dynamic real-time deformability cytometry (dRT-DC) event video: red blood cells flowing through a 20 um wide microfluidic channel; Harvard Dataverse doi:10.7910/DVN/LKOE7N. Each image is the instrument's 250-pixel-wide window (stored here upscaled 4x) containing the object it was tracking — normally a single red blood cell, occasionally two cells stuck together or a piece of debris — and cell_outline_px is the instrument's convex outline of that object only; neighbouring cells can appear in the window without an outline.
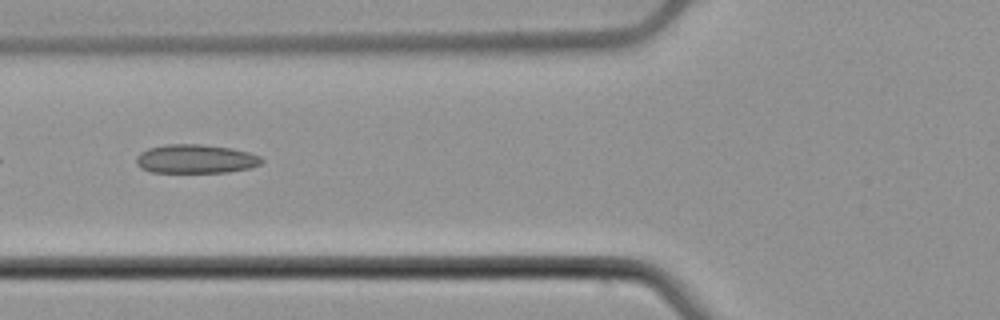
{"species": "common noctule bat (a hibernating species)", "species_latin": "Nyctalus noctula", "temperature_condition": "cold", "stored_images_in_passage": 2, "camera_frame_rate_fps": 3000, "um_per_image_px": 0.085, "animal": {"sex": "male", "body_mass_g": 21.5, "forearm_length_mm": 52.0}, "frame": {"image": 1, "passage_image": 2, "time_ms": 0.333, "image_size_px": [1000, 320], "cell_outline_px": [[264, 160], [260, 164], [252, 168], [228, 172], [152, 172], [140, 168], [136, 164], [136, 156], [140, 152], [148, 148], [164, 144], [200, 144], [232, 148], [248, 152], [260, 156]], "centroid_in_image_um": [16.62, 13.5], "position_along_channel_um": 109.2, "area_um2": 21.27}}